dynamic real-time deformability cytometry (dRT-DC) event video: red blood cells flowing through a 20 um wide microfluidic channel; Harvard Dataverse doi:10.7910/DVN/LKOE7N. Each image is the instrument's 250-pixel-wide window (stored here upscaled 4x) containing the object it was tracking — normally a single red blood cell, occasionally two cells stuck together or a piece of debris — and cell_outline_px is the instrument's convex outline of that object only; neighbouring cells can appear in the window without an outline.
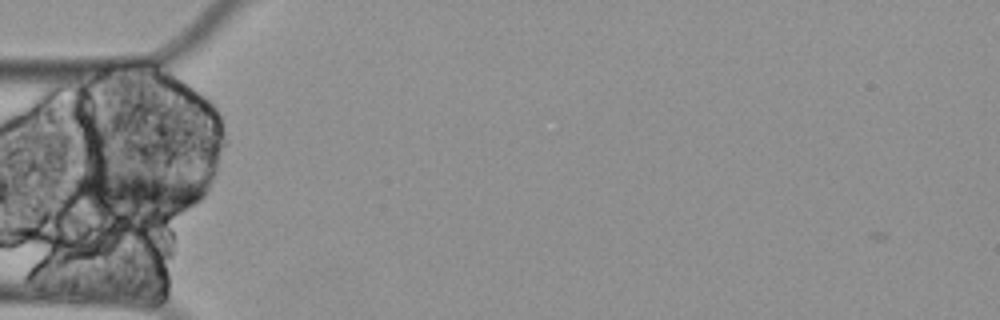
{"species": "Egyptian fruit bat (a non-hibernating species)", "species_latin": "Rousettus aegyptiacus", "temperature_condition": "cold", "stored_images_in_passage": 42, "segment_of_instrument_passage": [1, 2], "camera_frame_rate_fps": 3000, "um_per_image_px": 0.085, "animal": {"sex": "female"}, "frame": {"image": 1, "passage_image": 1, "time_ms": 0.0, "image_size_px": [1000, 320], "cell_outline_px": [[204, 196], [200, 200], [172, 216], [152, 216], [96, 212], [72, 184], [80, 172], [172, 172], [196, 180], [204, 188]], "centroid_in_image_um": [11.79, 16.35], "position_along_channel_um": 73.2, "area_um2": 34.16}}